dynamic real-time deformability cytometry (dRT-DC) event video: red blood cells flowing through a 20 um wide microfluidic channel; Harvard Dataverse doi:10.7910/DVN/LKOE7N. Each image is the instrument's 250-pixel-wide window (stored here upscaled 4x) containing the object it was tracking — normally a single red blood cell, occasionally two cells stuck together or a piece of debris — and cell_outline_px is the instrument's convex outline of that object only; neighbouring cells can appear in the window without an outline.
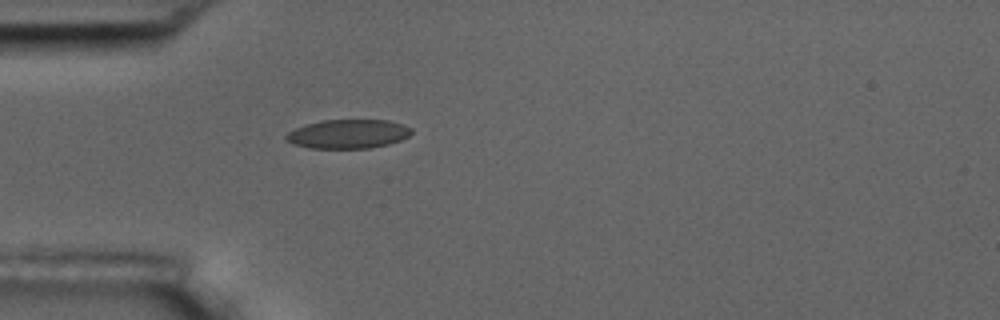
{"species": "common noctule bat (a hibernating species)", "species_latin": "Nyctalus noctula", "temperature_condition": "room temperature", "stored_images_in_passage": 1, "camera_frame_rate_fps": 3000, "um_per_image_px": 0.085, "animal": {"sex": "male", "body_mass_g": 17.5, "forearm_length_mm": 52.3}, "frame": {"image": 1, "passage_image": 1, "time_ms": 0.0, "image_size_px": [1000, 320], "cell_outline_px": [[412, 132], [408, 136], [400, 140], [388, 144], [368, 148], [312, 148], [292, 144], [284, 140], [284, 136], [288, 132], [304, 124], [324, 120], [388, 120], [404, 124], [412, 128]], "centroid_in_image_um": [29.56, 11.38], "position_along_channel_um": 55.4, "area_um2": 21.27}}